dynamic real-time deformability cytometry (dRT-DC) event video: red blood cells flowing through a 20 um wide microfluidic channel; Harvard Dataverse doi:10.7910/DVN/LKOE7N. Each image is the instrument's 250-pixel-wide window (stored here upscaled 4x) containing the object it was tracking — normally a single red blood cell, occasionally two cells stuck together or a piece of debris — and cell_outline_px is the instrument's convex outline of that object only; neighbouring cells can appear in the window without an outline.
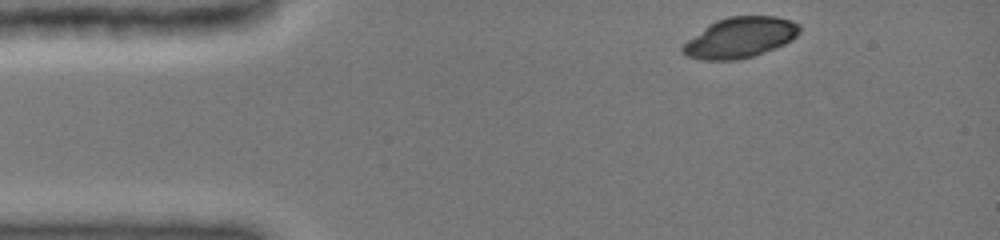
{"species": "common noctule bat (a hibernating species)", "species_latin": "Nyctalus noctula", "temperature_condition": "cold", "stored_images_in_passage": 13, "camera_frame_rate_fps": 3000, "um_per_image_px": 0.085, "animal": {"sex": "female", "body_mass_g": 19.0, "forearm_length_mm": 51.5}, "frame": {"image": 1, "passage_image": 1, "time_ms": 0.0, "image_size_px": [1000, 240], "cell_outline_px": [[800, 32], [792, 40], [784, 44], [752, 56], [736, 60], [704, 60], [688, 56], [680, 48], [688, 40], [708, 24], [716, 20], [728, 16], [776, 16], [792, 20], [800, 24]], "centroid_in_image_um": [62.93, 3.18], "position_along_channel_um": 22.1, "area_um2": 27.46}}
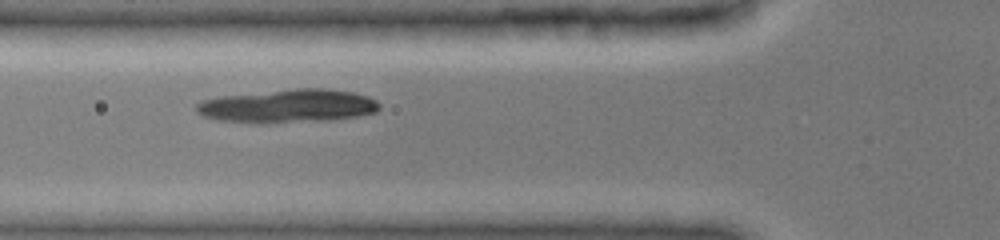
{"frame": {"image": 2, "passage_image": 6, "time_ms": 3.667, "image_size_px": [1000, 240], "cell_outline_px": [[380, 108], [376, 112], [356, 116], [332, 120], [264, 124], [256, 124], [216, 120], [200, 116], [196, 112], [196, 104], [204, 100], [220, 96], [296, 88], [324, 88], [352, 92], [368, 96], [376, 100], [380, 104]], "centroid_in_image_um": [24.44, 9.03], "position_along_channel_um": 101.4, "area_um2": 36.18}}
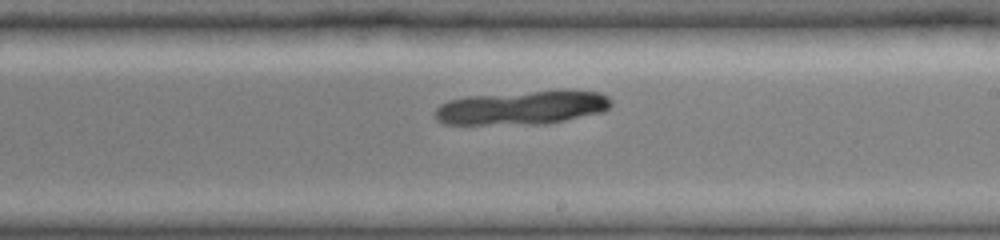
{"frame": {"image": 3, "passage_image": 13, "time_ms": 7.333, "image_size_px": [1000, 240], "cell_outline_px": [[612, 104], [604, 112], [548, 124], [444, 124], [436, 120], [432, 116], [436, 108], [440, 104], [448, 100], [464, 96], [564, 88], [568, 88], [600, 92], [608, 96], [612, 100]], "centroid_in_image_um": [44.42, 9.12], "position_along_channel_um": 244.6, "area_um2": 36.01}}